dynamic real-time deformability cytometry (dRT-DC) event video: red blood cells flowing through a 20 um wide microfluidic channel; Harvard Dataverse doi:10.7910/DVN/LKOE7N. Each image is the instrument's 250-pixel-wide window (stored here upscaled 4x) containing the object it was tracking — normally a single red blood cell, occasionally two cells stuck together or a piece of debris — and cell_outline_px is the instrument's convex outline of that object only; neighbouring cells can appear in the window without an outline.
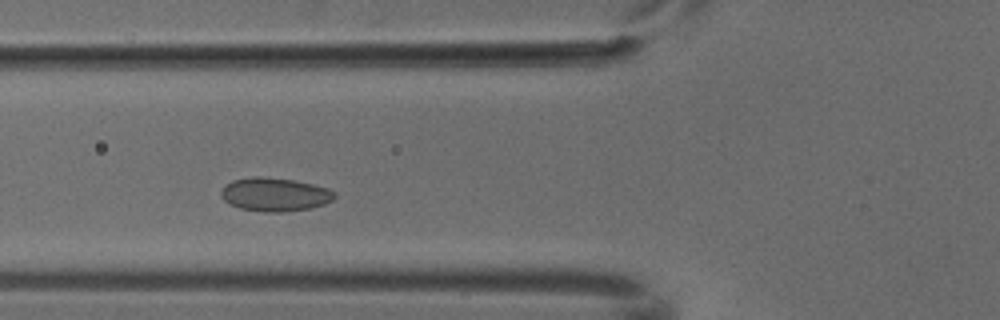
{"species": "common noctule bat (a hibernating species)", "species_latin": "Nyctalus noctula", "temperature_condition": "cold", "stored_images_in_passage": 6, "camera_frame_rate_fps": 3000, "um_per_image_px": 0.085, "animal": {"sex": "male", "body_mass_g": 18.8}, "frame": {"image": 1, "passage_image": 4, "time_ms": 1.0, "image_size_px": [1000, 320], "cell_outline_px": [[336, 196], [332, 200], [324, 204], [308, 208], [284, 212], [264, 212], [240, 208], [224, 200], [220, 196], [220, 192], [232, 180], [256, 176], [260, 176], [296, 180], [328, 188], [336, 192]], "centroid_in_image_um": [23.38, 16.52], "position_along_channel_um": 102.4, "area_um2": 22.08}}
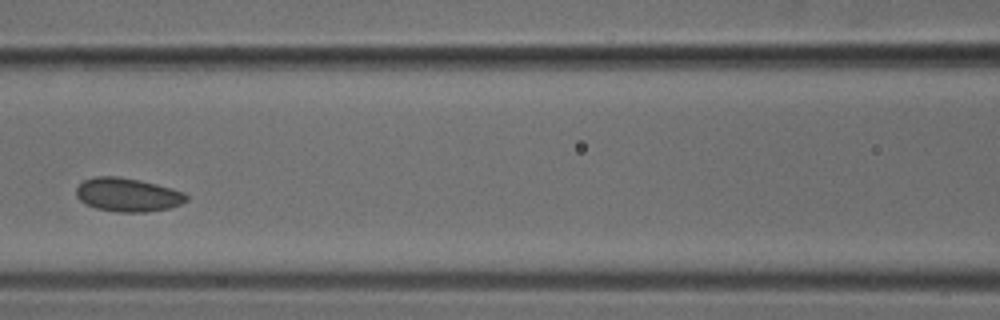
{"frame": {"image": 2, "passage_image": 5, "time_ms": 1.333, "image_size_px": [1000, 320], "cell_outline_px": [[188, 200], [180, 204], [168, 208], [144, 212], [116, 212], [96, 208], [80, 200], [76, 196], [76, 188], [84, 180], [96, 176], [116, 176], [140, 180], [172, 188], [184, 192], [188, 196]], "centroid_in_image_um": [10.86, 16.55], "position_along_channel_um": 155.7, "area_um2": 21.5}}
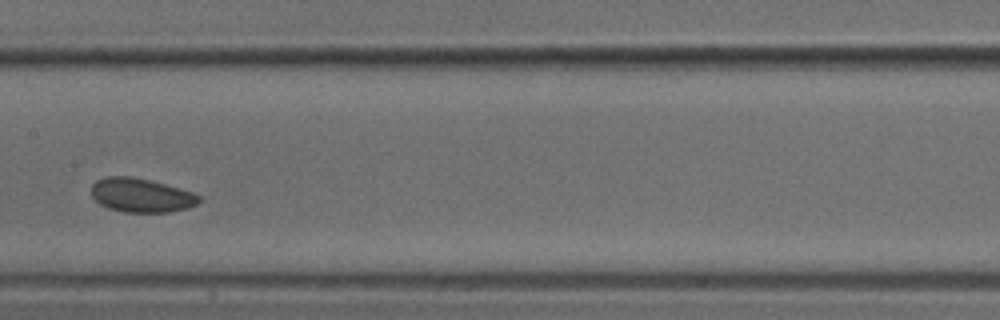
{"frame": {"image": 3, "passage_image": 6, "time_ms": 1.667, "image_size_px": [1000, 320], "cell_outline_px": [[200, 200], [196, 204], [188, 208], [168, 212], [124, 212], [108, 208], [100, 204], [92, 196], [92, 184], [96, 180], [108, 176], [128, 176], [148, 180], [164, 184], [192, 192], [200, 196]], "centroid_in_image_um": [11.98, 16.6], "position_along_channel_um": 195.4, "area_um2": 21.1}}